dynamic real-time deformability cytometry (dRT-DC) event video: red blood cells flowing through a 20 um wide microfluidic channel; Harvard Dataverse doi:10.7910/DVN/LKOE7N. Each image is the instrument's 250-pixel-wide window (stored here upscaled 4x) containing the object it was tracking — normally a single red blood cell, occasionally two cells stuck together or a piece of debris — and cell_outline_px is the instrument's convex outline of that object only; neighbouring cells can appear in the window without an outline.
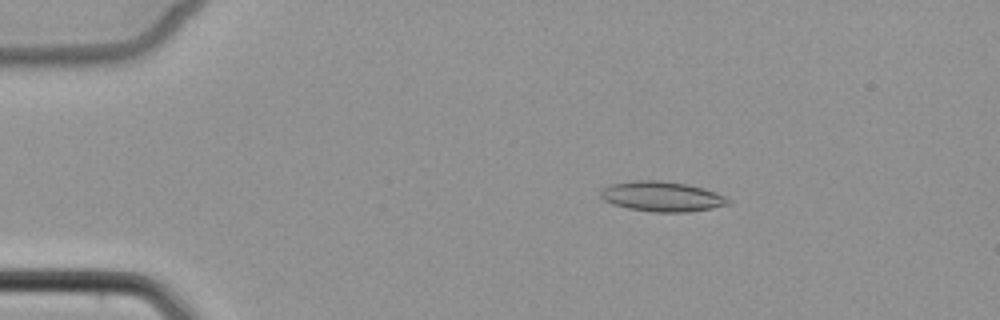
{"species": "common noctule bat (a hibernating species)", "species_latin": "Nyctalus noctula", "temperature_condition": "cold", "stored_images_in_passage": 4, "camera_frame_rate_fps": 3000, "um_per_image_px": 0.085, "animal": {"sex": "female", "body_mass_g": 22.7, "forearm_length_mm": 54.2}, "frame": {"image": 1, "passage_image": 2, "time_ms": 1.333, "image_size_px": [1000, 320], "cell_outline_px": [[732, 200], [728, 204], [712, 208], [688, 212], [652, 212], [628, 208], [612, 204], [604, 200], [600, 196], [600, 188], [612, 184], [632, 180], [660, 180], [688, 184], [704, 188], [716, 192]], "centroid_in_image_um": [56.25, 16.69], "position_along_channel_um": 28.8, "area_um2": 22.54}}
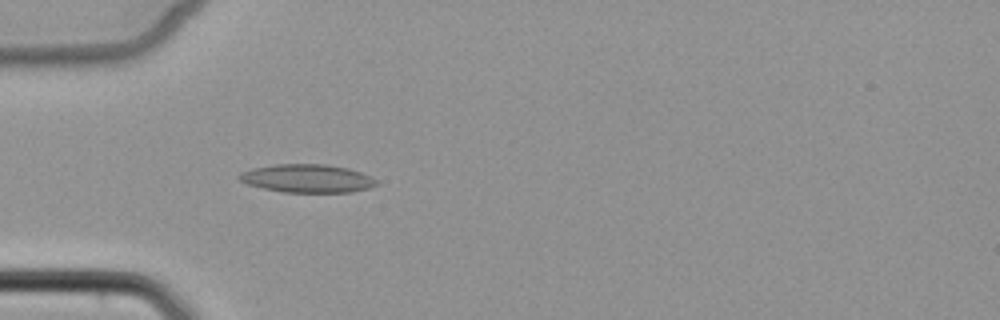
{"frame": {"image": 2, "passage_image": 4, "time_ms": 3.667, "image_size_px": [1000, 320], "cell_outline_px": [[380, 184], [368, 188], [352, 192], [284, 192], [264, 188], [248, 184], [240, 180], [236, 176], [240, 172], [252, 168], [276, 164], [328, 164], [348, 168], [360, 172], [376, 180]], "centroid_in_image_um": [26.11, 15.16], "position_along_channel_um": 58.9, "area_um2": 22.54}}